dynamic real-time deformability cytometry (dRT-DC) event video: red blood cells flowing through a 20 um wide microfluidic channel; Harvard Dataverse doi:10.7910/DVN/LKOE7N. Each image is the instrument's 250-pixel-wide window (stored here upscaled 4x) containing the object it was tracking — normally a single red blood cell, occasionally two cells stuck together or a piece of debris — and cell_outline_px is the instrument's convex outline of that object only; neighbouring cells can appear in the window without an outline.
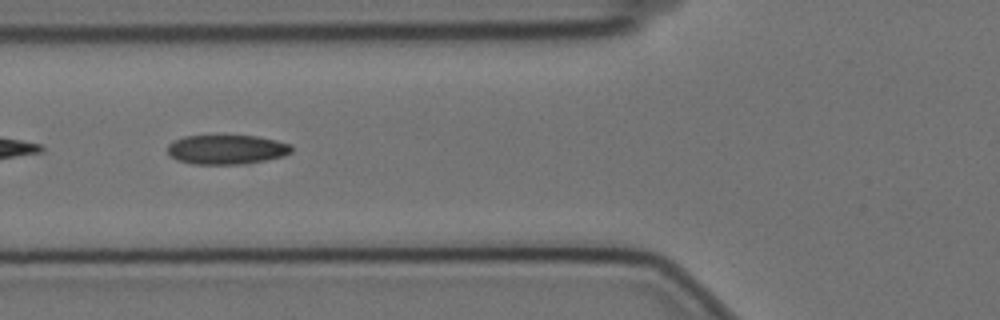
{"species": "Egyptian fruit bat (a non-hibernating species)", "species_latin": "Rousettus aegyptiacus", "temperature_condition": "cold", "stored_images_in_passage": 21, "camera_frame_rate_fps": 3000, "um_per_image_px": 0.085, "animal": {"sex": "female"}, "frame": {"image": 1, "passage_image": 4, "time_ms": 1.0, "image_size_px": [1000, 320], "cell_outline_px": [[292, 152], [284, 156], [244, 164], [192, 164], [176, 160], [168, 152], [168, 144], [172, 140], [184, 136], [224, 132], [256, 136], [276, 140], [292, 144]], "centroid_in_image_um": [19.24, 12.65], "position_along_channel_um": 106.6, "area_um2": 22.37}}
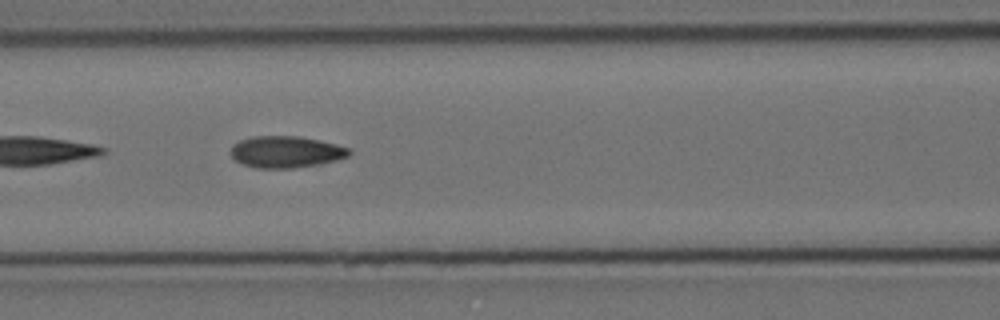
{"frame": {"image": 2, "passage_image": 7, "time_ms": 2.0, "image_size_px": [1000, 320], "cell_outline_px": [[352, 152], [348, 156], [336, 160], [320, 164], [292, 168], [256, 168], [244, 164], [236, 160], [228, 152], [232, 144], [240, 140], [252, 136], [300, 136], [336, 144], [352, 148]], "centroid_in_image_um": [24.3, 12.9], "position_along_channel_um": 142.3, "area_um2": 22.02}}
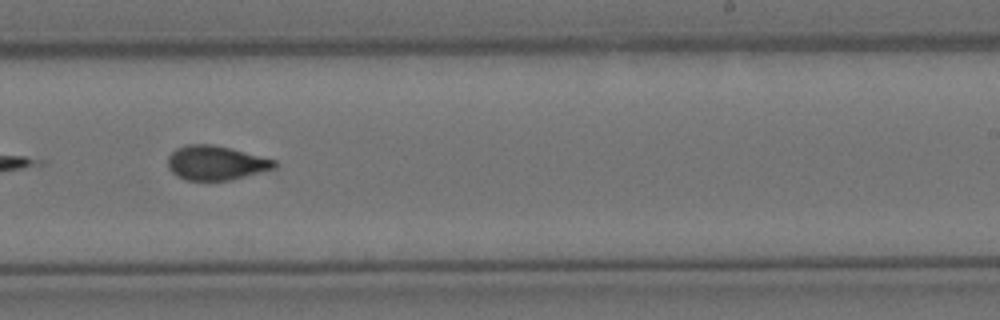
{"frame": {"image": 3, "passage_image": 18, "time_ms": 5.667, "image_size_px": [1000, 320], "cell_outline_px": [[276, 168], [232, 180], [184, 180], [176, 176], [168, 168], [168, 156], [176, 148], [188, 144], [212, 144], [232, 148], [276, 160]], "centroid_in_image_um": [18.35, 13.84], "position_along_channel_um": 270.7, "area_um2": 21.5}}